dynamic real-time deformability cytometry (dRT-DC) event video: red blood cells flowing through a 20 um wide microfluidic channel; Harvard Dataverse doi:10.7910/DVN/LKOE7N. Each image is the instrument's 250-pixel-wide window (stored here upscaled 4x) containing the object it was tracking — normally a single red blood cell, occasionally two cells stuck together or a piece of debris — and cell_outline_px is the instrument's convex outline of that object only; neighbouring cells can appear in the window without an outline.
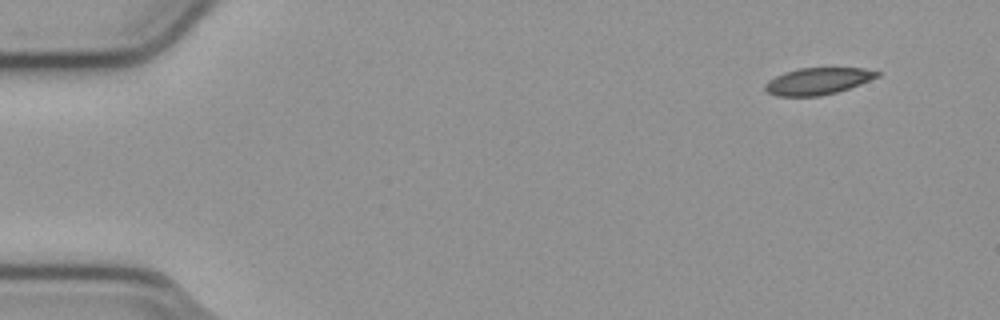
{"species": "common noctule bat (a hibernating species)", "species_latin": "Nyctalus noctula", "temperature_condition": "cold", "stored_images_in_passage": 51, "camera_frame_rate_fps": 3000, "um_per_image_px": 0.085, "animal": {"sex": "male", "body_mass_g": 23.1, "forearm_length_mm": 52.7}, "frame": {"image": 1, "passage_image": 1, "time_ms": 0.0, "image_size_px": [1000, 320], "cell_outline_px": [[880, 76], [860, 84], [836, 92], [820, 96], [776, 96], [768, 92], [764, 88], [764, 84], [768, 80], [784, 72], [800, 68], [864, 68], [880, 72]], "centroid_in_image_um": [69.5, 6.89], "position_along_channel_um": 15.5, "area_um2": 17.46}}
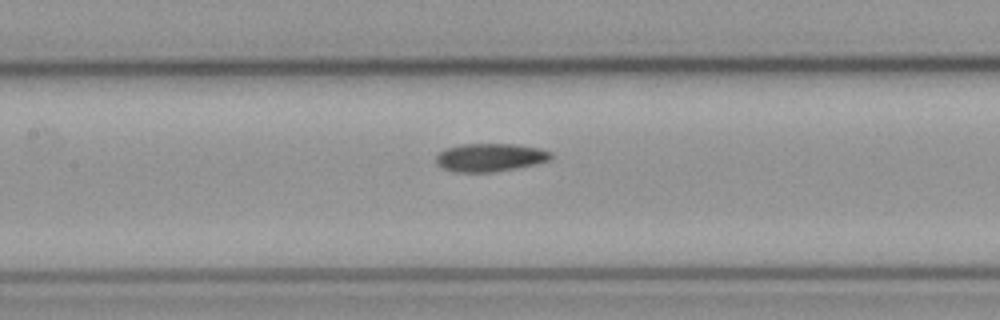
{"frame": {"image": 2, "passage_image": 22, "time_ms": 7.0, "image_size_px": [1000, 320], "cell_outline_px": [[552, 160], [516, 168], [492, 172], [456, 172], [444, 168], [436, 164], [436, 156], [444, 148], [460, 144], [516, 144], [540, 148], [552, 152]], "centroid_in_image_um": [41.67, 13.37], "position_along_channel_um": 165.7, "area_um2": 18.96}}
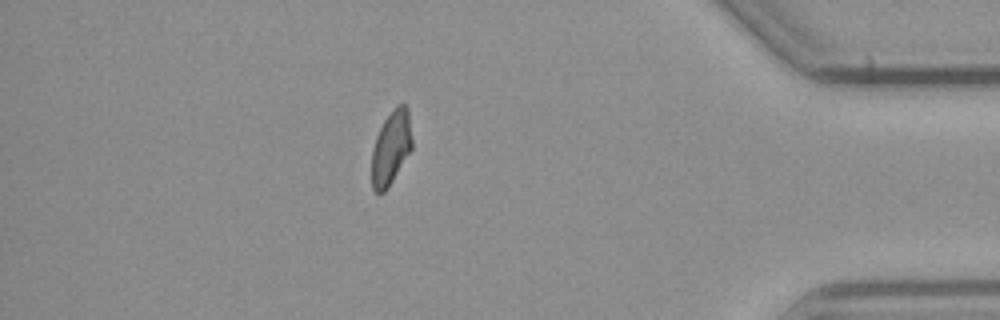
{"frame": {"image": 3, "passage_image": 44, "time_ms": 14.333, "image_size_px": [1000, 320], "cell_outline_px": [[412, 148], [388, 188], [384, 192], [376, 192], [372, 188], [372, 148], [376, 136], [384, 120], [396, 104], [404, 104], [408, 108], [412, 140]], "centroid_in_image_um": [33.23, 12.54], "position_along_channel_um": 402.0, "area_um2": 17.34}, "authors_computed_cell_mechanics": {"area_um2": 18.6116, "velocity_mm_per_s": 3.7838, "shape_relaxation_time_tau1_ms": null, "shape_relaxation_time_tau2_ms": 6.9463, "deformation_change_tau1": null, "deformation_change_tau2": 0.1158}}